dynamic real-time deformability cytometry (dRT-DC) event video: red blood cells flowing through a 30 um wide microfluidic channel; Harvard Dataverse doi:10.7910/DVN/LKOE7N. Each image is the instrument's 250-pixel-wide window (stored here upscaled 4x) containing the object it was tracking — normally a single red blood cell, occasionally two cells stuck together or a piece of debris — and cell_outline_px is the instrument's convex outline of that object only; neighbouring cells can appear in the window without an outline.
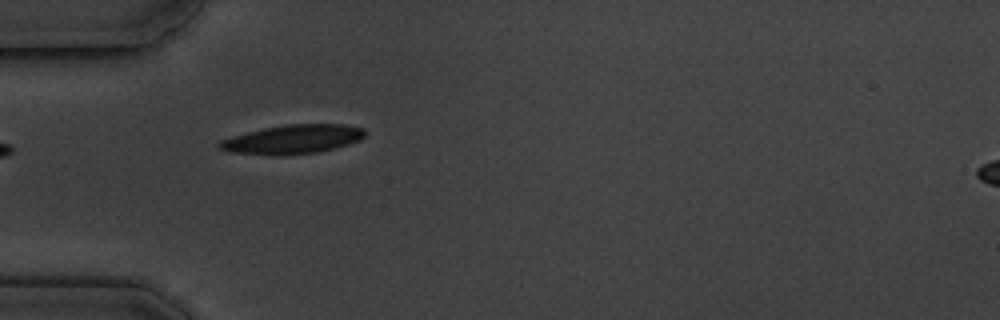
{"species": "common noctule bat (a hibernating species)", "species_latin": "Nyctalus noctula", "temperature_condition": "cold", "stored_images_in_passage": 7, "camera_frame_rate_fps": 3000, "um_per_image_px": 0.085, "animal": {"sex": "male", "body_mass_g": 19.5, "forearm_length_mm": 54.6}, "frame": {"image": 1, "passage_image": 6, "time_ms": 5.667, "image_size_px": [1000, 320], "cell_outline_px": [[364, 136], [360, 140], [336, 148], [320, 152], [284, 156], [268, 156], [232, 152], [220, 148], [216, 144], [220, 140], [232, 136], [264, 128], [288, 124], [344, 124], [364, 128]], "centroid_in_image_um": [24.88, 11.86], "position_along_channel_um": 60.1, "area_um2": 24.85}}